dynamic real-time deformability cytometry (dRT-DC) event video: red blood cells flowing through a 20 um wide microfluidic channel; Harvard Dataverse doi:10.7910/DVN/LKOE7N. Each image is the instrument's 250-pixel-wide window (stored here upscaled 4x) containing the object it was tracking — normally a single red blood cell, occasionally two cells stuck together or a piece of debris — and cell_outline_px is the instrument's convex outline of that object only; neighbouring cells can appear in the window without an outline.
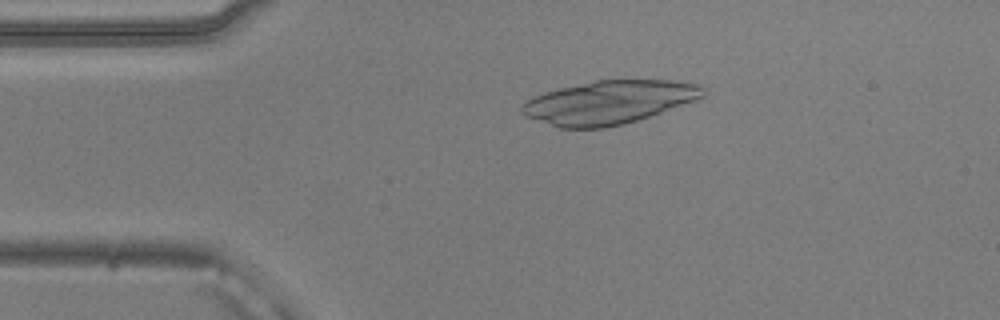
{"species": "common noctule bat (a hibernating species)", "species_latin": "Nyctalus noctula", "temperature_condition": "warm", "stored_images_in_passage": 50, "camera_frame_rate_fps": 3000, "um_per_image_px": 0.085, "animal": {"sex": "male", "body_mass_g": 20.5, "forearm_length_mm": 52.5}, "frame": {"image": 1, "passage_image": 9, "time_ms": 2.667, "image_size_px": [1000, 320], "cell_outline_px": [[704, 96], [696, 100], [624, 124], [604, 128], [560, 128], [524, 116], [520, 112], [520, 108], [528, 100], [544, 92], [560, 88], [596, 80], [672, 80], [700, 84], [704, 88]], "centroid_in_image_um": [51.75, 8.69], "position_along_channel_um": 33.3, "area_um2": 45.49}}